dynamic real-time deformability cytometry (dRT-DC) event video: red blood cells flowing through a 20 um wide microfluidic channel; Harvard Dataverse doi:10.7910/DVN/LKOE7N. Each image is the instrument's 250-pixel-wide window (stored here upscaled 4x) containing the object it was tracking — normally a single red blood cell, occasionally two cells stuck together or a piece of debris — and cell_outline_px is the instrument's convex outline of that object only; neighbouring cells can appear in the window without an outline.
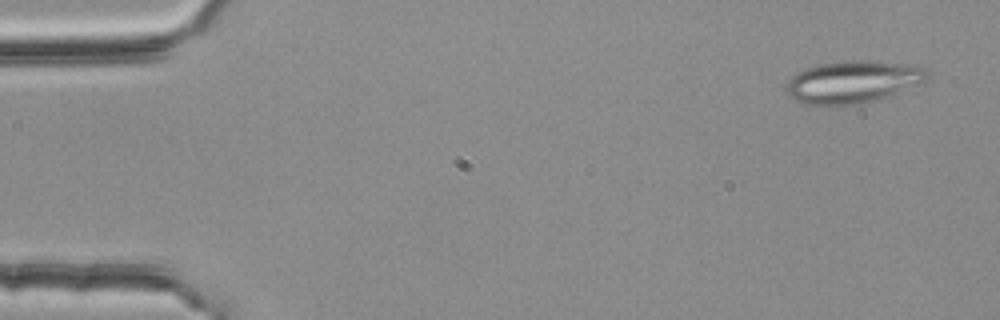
{"species": "common noctule bat (a hibernating species)", "species_latin": "Nyctalus noctula", "temperature_condition": "room temperature", "stored_images_in_passage": 54, "segment_of_instrument_passage": [1, 2], "camera_frame_rate_fps": 3000, "um_per_image_px": 0.085, "animal": {"sex": "female", "body_mass_g": 25.1}, "frame": {"image": 1, "passage_image": 3, "time_ms": 0.667, "image_size_px": [1000, 320], "cell_outline_px": [[928, 76], [924, 80], [916, 84], [884, 96], [872, 100], [856, 104], [804, 104], [788, 96], [784, 88], [784, 84], [792, 76], [816, 64], [844, 60], [852, 60], [916, 64], [924, 68]], "centroid_in_image_um": [72.41, 6.93], "position_along_channel_um": 12.6, "area_um2": 34.04}}